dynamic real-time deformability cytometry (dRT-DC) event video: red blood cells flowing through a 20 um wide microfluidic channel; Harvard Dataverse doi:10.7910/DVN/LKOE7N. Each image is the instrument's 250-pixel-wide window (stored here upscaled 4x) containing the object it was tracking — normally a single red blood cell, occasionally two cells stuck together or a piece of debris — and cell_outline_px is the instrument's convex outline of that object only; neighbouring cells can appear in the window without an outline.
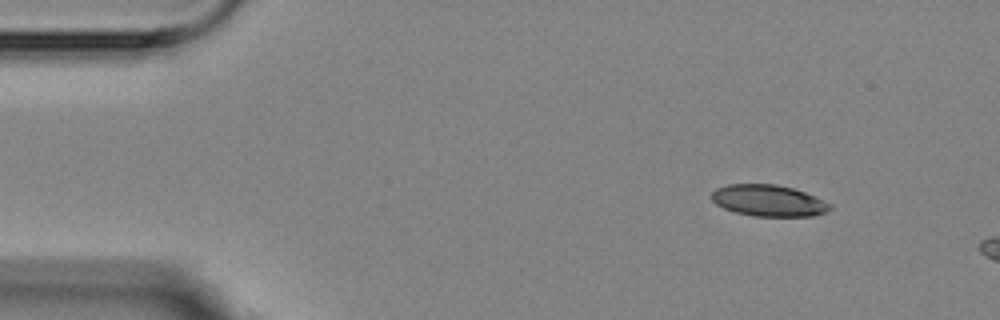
{"species": "Egyptian fruit bat (a non-hibernating species)", "species_latin": "Rousettus aegyptiacus", "temperature_condition": "room temperature", "stored_images_in_passage": 3, "camera_frame_rate_fps": 3000, "um_per_image_px": 0.085, "animal": {"sex": "female"}, "frame": {"image": 1, "passage_image": 1, "time_ms": 0.0, "image_size_px": [1000, 320], "cell_outline_px": [[832, 208], [828, 212], [812, 216], [752, 216], [736, 212], [724, 208], [716, 204], [712, 200], [712, 192], [716, 188], [728, 184], [776, 184], [792, 188], [804, 192], [832, 204]], "centroid_in_image_um": [65.33, 17.05], "position_along_channel_um": 19.7, "area_um2": 21.68}}